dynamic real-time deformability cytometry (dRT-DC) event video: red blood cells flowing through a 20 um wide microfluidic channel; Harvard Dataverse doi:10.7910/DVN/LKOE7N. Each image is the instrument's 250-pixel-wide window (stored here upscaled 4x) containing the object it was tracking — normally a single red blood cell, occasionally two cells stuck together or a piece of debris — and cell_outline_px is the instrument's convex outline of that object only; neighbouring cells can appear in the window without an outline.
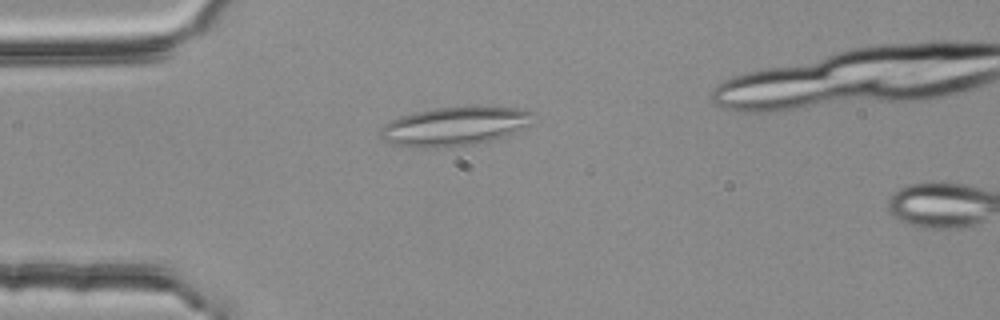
{"species": "common noctule bat (a hibernating species)", "species_latin": "Nyctalus noctula", "temperature_condition": "room temperature", "stored_images_in_passage": 3, "camera_frame_rate_fps": 3000, "um_per_image_px": 0.085, "animal": {"sex": "female", "body_mass_g": 25.1}, "frame": {"image": 1, "passage_image": 3, "time_ms": 0.667, "image_size_px": [1000, 320], "cell_outline_px": [[536, 112], [528, 124], [504, 136], [492, 140], [476, 144], [452, 148], [416, 148], [392, 144], [384, 140], [380, 136], [380, 128], [384, 124], [400, 116], [416, 112], [436, 108], [516, 108]], "centroid_in_image_um": [38.56, 10.78], "position_along_channel_um": 46.4, "area_um2": 34.16}}